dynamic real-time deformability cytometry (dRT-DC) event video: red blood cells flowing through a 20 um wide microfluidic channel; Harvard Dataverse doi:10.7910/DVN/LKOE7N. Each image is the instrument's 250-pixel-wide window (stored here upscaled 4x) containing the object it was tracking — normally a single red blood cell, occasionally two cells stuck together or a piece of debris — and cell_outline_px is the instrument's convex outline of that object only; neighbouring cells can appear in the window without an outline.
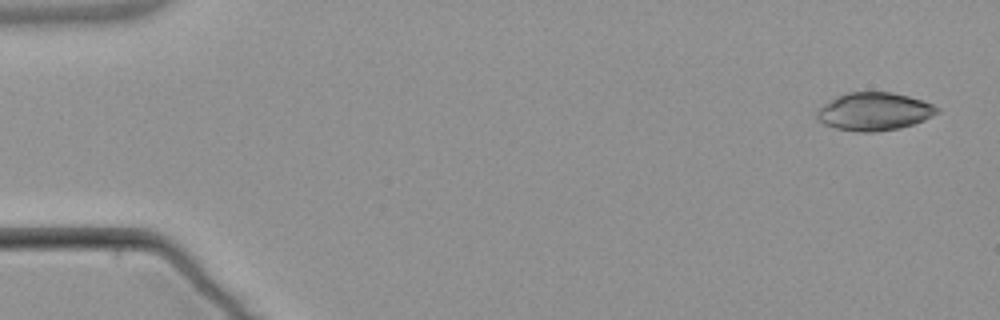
{"species": "common noctule bat (a hibernating species)", "species_latin": "Nyctalus noctula", "temperature_condition": "warm", "stored_images_in_passage": 6, "camera_frame_rate_fps": 3000, "um_per_image_px": 0.085, "animal": {"sex": "male", "body_mass_g": 21.5, "forearm_length_mm": 52.0}, "frame": {"image": 1, "passage_image": 1, "time_ms": 0.0, "image_size_px": [1000, 320], "cell_outline_px": [[940, 112], [924, 120], [900, 128], [876, 132], [860, 132], [836, 128], [824, 124], [816, 116], [816, 112], [824, 104], [836, 96], [848, 92], [892, 92], [924, 100], [940, 108]], "centroid_in_image_um": [74.33, 9.47], "position_along_channel_um": 10.7, "area_um2": 26.59}}
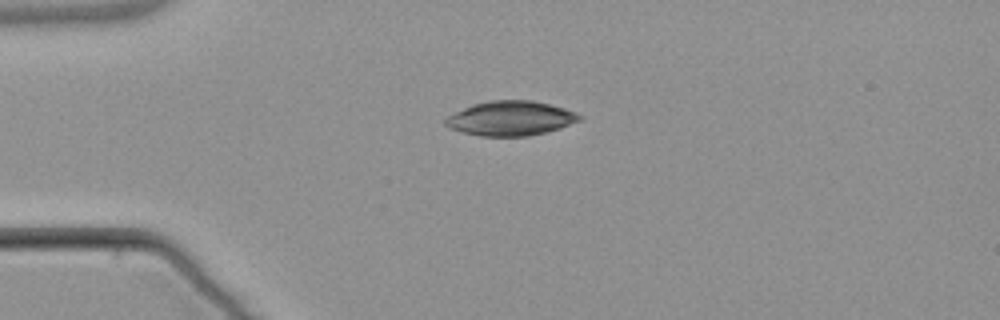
{"frame": {"image": 2, "passage_image": 4, "time_ms": 3.667, "image_size_px": [1000, 320], "cell_outline_px": [[584, 116], [580, 120], [560, 128], [528, 136], [480, 136], [448, 128], [444, 124], [444, 120], [448, 116], [472, 104], [488, 100], [532, 100], [564, 108], [576, 112]], "centroid_in_image_um": [43.4, 10.05], "position_along_channel_um": 41.6, "area_um2": 26.93}}
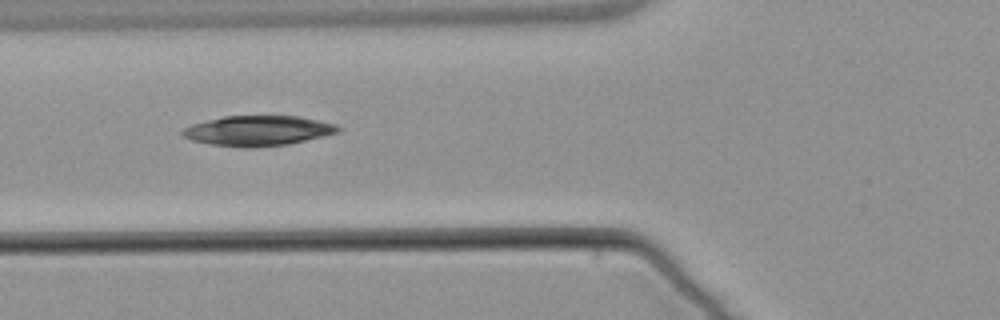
{"frame": {"image": 3, "passage_image": 6, "time_ms": 6.0, "image_size_px": [1000, 320], "cell_outline_px": [[344, 128], [340, 132], [324, 136], [288, 144], [252, 148], [240, 148], [212, 144], [192, 140], [184, 136], [180, 132], [184, 128], [192, 124], [224, 116], [300, 116], [336, 124]], "centroid_in_image_um": [21.97, 11.11], "position_along_channel_um": 103.8, "area_um2": 27.4}}